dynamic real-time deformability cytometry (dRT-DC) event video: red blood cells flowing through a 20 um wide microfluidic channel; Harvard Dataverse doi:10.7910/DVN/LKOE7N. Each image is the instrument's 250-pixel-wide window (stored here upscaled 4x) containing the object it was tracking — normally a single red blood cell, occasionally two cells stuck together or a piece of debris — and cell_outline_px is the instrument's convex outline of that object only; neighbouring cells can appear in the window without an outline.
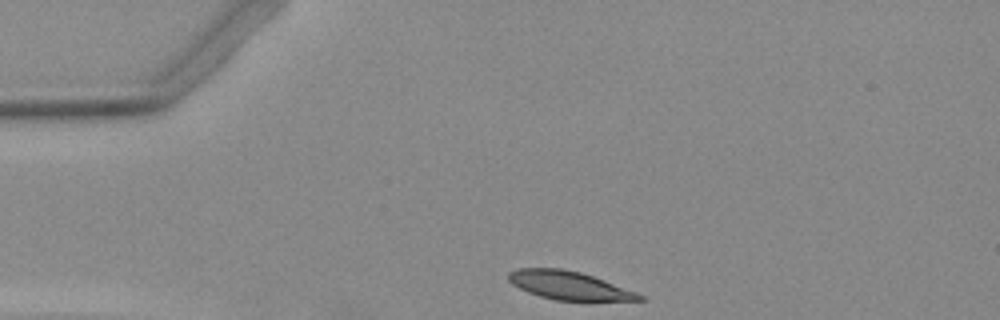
{"species": "Egyptian fruit bat (a non-hibernating species)", "species_latin": "Rousettus aegyptiacus", "temperature_condition": "warm", "stored_images_in_passage": 31, "camera_frame_rate_fps": 3000, "um_per_image_px": 0.085, "animal": {"sex": "female"}, "frame": {"image": 1, "passage_image": 1, "time_ms": 0.0, "image_size_px": [1000, 320], "cell_outline_px": [[644, 300], [556, 300], [540, 296], [528, 292], [512, 284], [508, 280], [508, 272], [516, 268], [560, 268], [580, 272], [604, 280], [636, 292], [644, 296]], "centroid_in_image_um": [48.32, 24.25], "position_along_channel_um": 36.7, "area_um2": 21.33}}
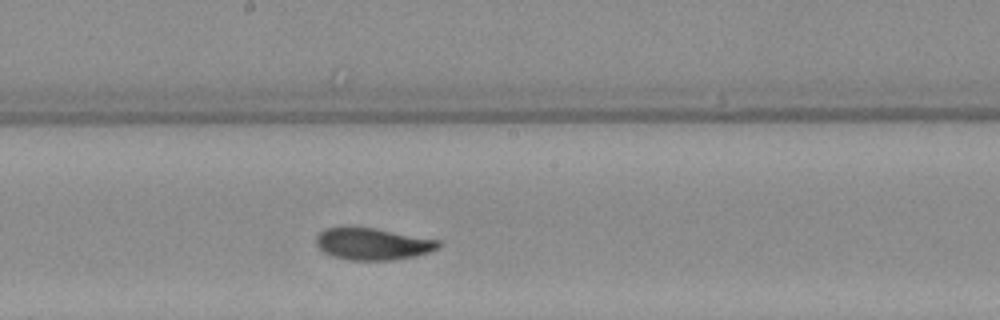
{"frame": {"image": 2, "passage_image": 18, "time_ms": 5.667, "image_size_px": [1000, 320], "cell_outline_px": [[440, 248], [428, 252], [412, 256], [392, 260], [348, 260], [332, 256], [324, 252], [316, 244], [316, 236], [324, 228], [372, 228], [440, 240]], "centroid_in_image_um": [31.67, 20.74], "position_along_channel_um": 216.5, "area_um2": 22.37}}
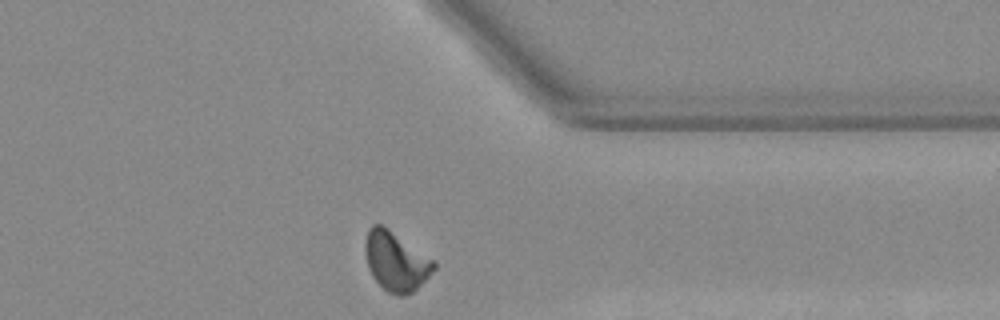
{"frame": {"image": 3, "passage_image": 31, "time_ms": 10.0, "image_size_px": [1000, 320], "cell_outline_px": [[436, 268], [412, 292], [404, 296], [396, 296], [388, 292], [372, 276], [368, 268], [364, 248], [364, 244], [368, 228], [372, 224], [380, 224], [388, 228], [436, 260]], "centroid_in_image_um": [33.65, 22.19], "position_along_channel_um": 377.8, "area_um2": 23.81}}